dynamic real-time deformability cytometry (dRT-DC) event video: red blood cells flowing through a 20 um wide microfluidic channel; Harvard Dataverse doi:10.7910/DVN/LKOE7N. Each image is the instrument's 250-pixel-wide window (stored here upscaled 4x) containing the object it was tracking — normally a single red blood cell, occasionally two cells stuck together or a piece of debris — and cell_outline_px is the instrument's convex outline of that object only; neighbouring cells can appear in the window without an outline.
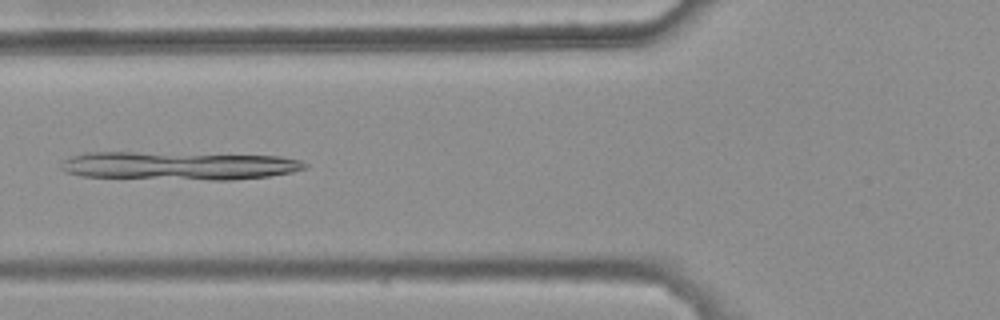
{"species": "common noctule bat (a hibernating species)", "species_latin": "Nyctalus noctula", "temperature_condition": "warm", "stored_images_in_passage": 38, "camera_frame_rate_fps": 3000, "um_per_image_px": 0.085, "animal": {"sex": "female", "body_mass_g": 25.1}, "frame": {"image": 1, "passage_image": 13, "time_ms": 4.0, "image_size_px": [1000, 320], "cell_outline_px": [[308, 168], [292, 172], [268, 176], [232, 180], [212, 180], [80, 176], [68, 172], [60, 168], [60, 164], [64, 160], [72, 156], [84, 152], [132, 152], [280, 156], [300, 160], [308, 164]], "centroid_in_image_um": [15.22, 14.08], "position_along_channel_um": 110.6, "area_um2": 40.06}}
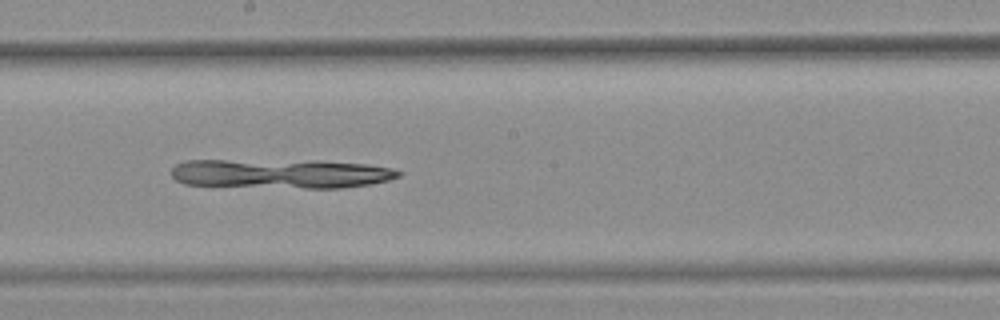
{"frame": {"image": 2, "passage_image": 22, "time_ms": 7.0, "image_size_px": [1000, 320], "cell_outline_px": [[404, 172], [400, 176], [388, 180], [368, 184], [340, 188], [304, 188], [184, 184], [176, 180], [172, 176], [172, 168], [176, 164], [184, 160], [316, 160], [368, 164], [392, 168]], "centroid_in_image_um": [23.89, 14.74], "position_along_channel_um": 224.3, "area_um2": 39.07}}
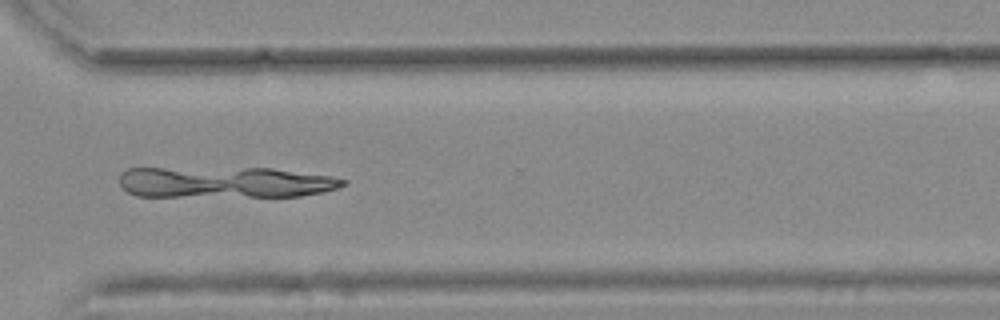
{"frame": {"image": 3, "passage_image": 32, "time_ms": 10.333, "image_size_px": [1000, 320], "cell_outline_px": [[348, 184], [336, 188], [320, 192], [300, 196], [136, 196], [120, 188], [120, 176], [128, 168], [272, 168], [332, 176], [348, 180]], "centroid_in_image_um": [19.13, 15.49], "position_along_channel_um": 351.5, "area_um2": 40.69}}